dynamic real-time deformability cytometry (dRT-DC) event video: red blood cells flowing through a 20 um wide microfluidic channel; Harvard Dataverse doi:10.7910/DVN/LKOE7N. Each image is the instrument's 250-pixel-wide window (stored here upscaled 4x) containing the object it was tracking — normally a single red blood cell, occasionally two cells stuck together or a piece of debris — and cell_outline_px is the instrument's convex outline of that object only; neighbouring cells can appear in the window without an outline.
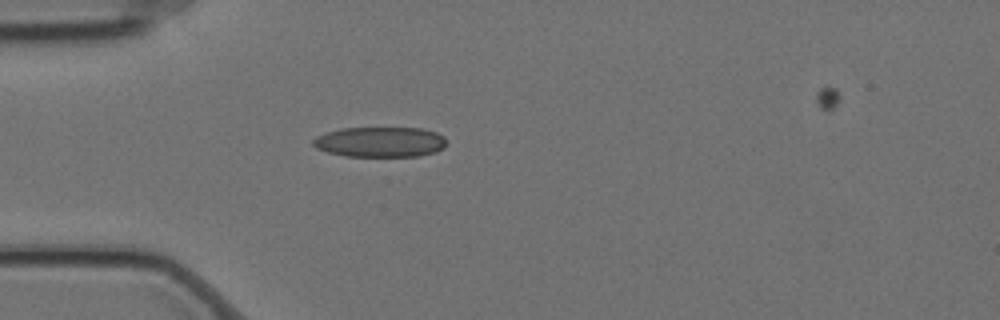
{"species": "Egyptian fruit bat (a non-hibernating species)", "species_latin": "Rousettus aegyptiacus", "temperature_condition": "cold", "stored_images_in_passage": 1, "camera_frame_rate_fps": 3000, "um_per_image_px": 0.085, "animal": {"sex": "female"}, "frame": {"image": 1, "passage_image": 1, "time_ms": 0.0, "image_size_px": [1000, 320], "cell_outline_px": [[448, 144], [444, 148], [436, 152], [420, 156], [344, 156], [328, 152], [316, 148], [312, 144], [312, 140], [316, 136], [340, 128], [424, 128], [436, 132], [444, 136]], "centroid_in_image_um": [32.35, 12.07], "position_along_channel_um": 52.7, "area_um2": 23.76}}